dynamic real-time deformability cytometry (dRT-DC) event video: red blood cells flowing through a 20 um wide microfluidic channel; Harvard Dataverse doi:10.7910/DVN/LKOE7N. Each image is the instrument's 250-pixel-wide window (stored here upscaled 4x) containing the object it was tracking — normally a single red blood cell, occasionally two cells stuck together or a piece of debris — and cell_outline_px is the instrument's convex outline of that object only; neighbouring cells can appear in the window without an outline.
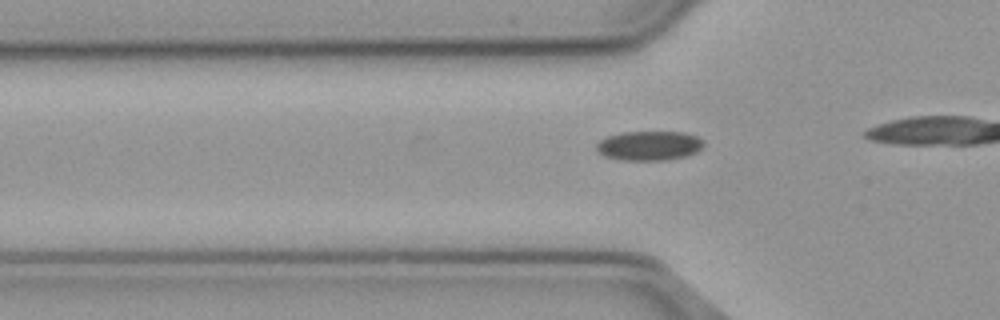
{"species": "common noctule bat (a hibernating species)", "species_latin": "Nyctalus noctula", "temperature_condition": "cold", "stored_images_in_passage": 8, "camera_frame_rate_fps": 3000, "um_per_image_px": 0.085, "animal": {"sex": "male", "body_mass_g": 23.1, "forearm_length_mm": 52.7}, "frame": {"image": 1, "passage_image": 2, "time_ms": 0.333, "image_size_px": [1000, 320], "cell_outline_px": [[704, 144], [696, 152], [684, 156], [664, 160], [620, 160], [604, 156], [596, 148], [596, 144], [600, 140], [608, 136], [624, 132], [684, 132], [696, 136], [704, 140]], "centroid_in_image_um": [55.17, 12.38], "position_along_channel_um": 70.6, "area_um2": 18.26}}